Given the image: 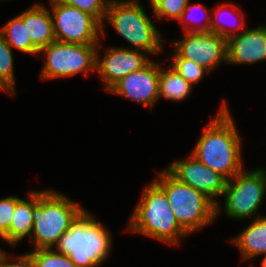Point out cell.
Segmentation results:
<instances>
[{"instance_id":"cell-28","label":"cell","mask_w":266,"mask_h":267,"mask_svg":"<svg viewBox=\"0 0 266 267\" xmlns=\"http://www.w3.org/2000/svg\"><path fill=\"white\" fill-rule=\"evenodd\" d=\"M7 256L5 251L0 255V267H36L29 252L16 256L14 263L8 262L10 260Z\"/></svg>"},{"instance_id":"cell-31","label":"cell","mask_w":266,"mask_h":267,"mask_svg":"<svg viewBox=\"0 0 266 267\" xmlns=\"http://www.w3.org/2000/svg\"><path fill=\"white\" fill-rule=\"evenodd\" d=\"M4 251L0 248V255L3 253Z\"/></svg>"},{"instance_id":"cell-21","label":"cell","mask_w":266,"mask_h":267,"mask_svg":"<svg viewBox=\"0 0 266 267\" xmlns=\"http://www.w3.org/2000/svg\"><path fill=\"white\" fill-rule=\"evenodd\" d=\"M228 6L229 7L232 6L233 11L237 9V11L239 13V9L236 5H234V4L232 5V3H230V4L229 3H225V4L223 3L219 6H217L216 9H213L212 12H214L213 16L215 18H211V24H210V28H209V32H213V33L225 38L226 40L231 36L237 35L239 30L244 29L246 26L245 22H244L245 20H243L244 19V12H242V10H240L241 11L240 13H242V14H240L241 16L239 15L241 21H239L240 23L238 22V24L236 25L237 28L234 25H232L233 27H230L228 25L227 26L224 25V23H223L224 19L223 20L221 19L223 16L220 17V15L222 14L220 12H222V10L226 11L225 8H227Z\"/></svg>"},{"instance_id":"cell-26","label":"cell","mask_w":266,"mask_h":267,"mask_svg":"<svg viewBox=\"0 0 266 267\" xmlns=\"http://www.w3.org/2000/svg\"><path fill=\"white\" fill-rule=\"evenodd\" d=\"M189 0H164L155 10L153 16L158 19L179 20Z\"/></svg>"},{"instance_id":"cell-3","label":"cell","mask_w":266,"mask_h":267,"mask_svg":"<svg viewBox=\"0 0 266 267\" xmlns=\"http://www.w3.org/2000/svg\"><path fill=\"white\" fill-rule=\"evenodd\" d=\"M128 225V230L169 245H178L189 235L177 222L165 192L153 181L143 189Z\"/></svg>"},{"instance_id":"cell-14","label":"cell","mask_w":266,"mask_h":267,"mask_svg":"<svg viewBox=\"0 0 266 267\" xmlns=\"http://www.w3.org/2000/svg\"><path fill=\"white\" fill-rule=\"evenodd\" d=\"M228 64H252L266 60V25L245 29L226 40Z\"/></svg>"},{"instance_id":"cell-4","label":"cell","mask_w":266,"mask_h":267,"mask_svg":"<svg viewBox=\"0 0 266 267\" xmlns=\"http://www.w3.org/2000/svg\"><path fill=\"white\" fill-rule=\"evenodd\" d=\"M83 210L79 204L57 191H38V204L30 238L34 249H48L57 245L60 237Z\"/></svg>"},{"instance_id":"cell-17","label":"cell","mask_w":266,"mask_h":267,"mask_svg":"<svg viewBox=\"0 0 266 267\" xmlns=\"http://www.w3.org/2000/svg\"><path fill=\"white\" fill-rule=\"evenodd\" d=\"M231 242L240 250L243 261L266 254V217L256 216L252 223Z\"/></svg>"},{"instance_id":"cell-20","label":"cell","mask_w":266,"mask_h":267,"mask_svg":"<svg viewBox=\"0 0 266 267\" xmlns=\"http://www.w3.org/2000/svg\"><path fill=\"white\" fill-rule=\"evenodd\" d=\"M12 48L0 34V86L9 94L16 95Z\"/></svg>"},{"instance_id":"cell-30","label":"cell","mask_w":266,"mask_h":267,"mask_svg":"<svg viewBox=\"0 0 266 267\" xmlns=\"http://www.w3.org/2000/svg\"><path fill=\"white\" fill-rule=\"evenodd\" d=\"M264 258L262 259L261 265L262 267H266V254H264Z\"/></svg>"},{"instance_id":"cell-25","label":"cell","mask_w":266,"mask_h":267,"mask_svg":"<svg viewBox=\"0 0 266 267\" xmlns=\"http://www.w3.org/2000/svg\"><path fill=\"white\" fill-rule=\"evenodd\" d=\"M186 81L191 85L198 84L206 73H209L204 67L185 58H173L172 66Z\"/></svg>"},{"instance_id":"cell-23","label":"cell","mask_w":266,"mask_h":267,"mask_svg":"<svg viewBox=\"0 0 266 267\" xmlns=\"http://www.w3.org/2000/svg\"><path fill=\"white\" fill-rule=\"evenodd\" d=\"M68 6L78 8L94 16L102 24V33L104 35V19L110 0H54Z\"/></svg>"},{"instance_id":"cell-2","label":"cell","mask_w":266,"mask_h":267,"mask_svg":"<svg viewBox=\"0 0 266 267\" xmlns=\"http://www.w3.org/2000/svg\"><path fill=\"white\" fill-rule=\"evenodd\" d=\"M88 211L83 210L60 237L56 251L77 267H98L111 253V235Z\"/></svg>"},{"instance_id":"cell-22","label":"cell","mask_w":266,"mask_h":267,"mask_svg":"<svg viewBox=\"0 0 266 267\" xmlns=\"http://www.w3.org/2000/svg\"><path fill=\"white\" fill-rule=\"evenodd\" d=\"M30 255L36 267H77L67 255L52 248L34 249Z\"/></svg>"},{"instance_id":"cell-29","label":"cell","mask_w":266,"mask_h":267,"mask_svg":"<svg viewBox=\"0 0 266 267\" xmlns=\"http://www.w3.org/2000/svg\"><path fill=\"white\" fill-rule=\"evenodd\" d=\"M164 0H150L151 8L155 10Z\"/></svg>"},{"instance_id":"cell-12","label":"cell","mask_w":266,"mask_h":267,"mask_svg":"<svg viewBox=\"0 0 266 267\" xmlns=\"http://www.w3.org/2000/svg\"><path fill=\"white\" fill-rule=\"evenodd\" d=\"M104 54L103 58H99L98 50L96 51V72L107 91L126 75L142 69L151 61L145 52L131 48L108 47Z\"/></svg>"},{"instance_id":"cell-10","label":"cell","mask_w":266,"mask_h":267,"mask_svg":"<svg viewBox=\"0 0 266 267\" xmlns=\"http://www.w3.org/2000/svg\"><path fill=\"white\" fill-rule=\"evenodd\" d=\"M184 37L173 42L172 58H185L209 72L221 61H227L226 39L213 32H184Z\"/></svg>"},{"instance_id":"cell-7","label":"cell","mask_w":266,"mask_h":267,"mask_svg":"<svg viewBox=\"0 0 266 267\" xmlns=\"http://www.w3.org/2000/svg\"><path fill=\"white\" fill-rule=\"evenodd\" d=\"M97 47L98 44L52 42L39 51L46 54L40 78L70 77L80 72L88 76L89 71H96Z\"/></svg>"},{"instance_id":"cell-18","label":"cell","mask_w":266,"mask_h":267,"mask_svg":"<svg viewBox=\"0 0 266 267\" xmlns=\"http://www.w3.org/2000/svg\"><path fill=\"white\" fill-rule=\"evenodd\" d=\"M159 65V98L164 97L167 100H184L193 89L173 67L169 69L161 68Z\"/></svg>"},{"instance_id":"cell-6","label":"cell","mask_w":266,"mask_h":267,"mask_svg":"<svg viewBox=\"0 0 266 267\" xmlns=\"http://www.w3.org/2000/svg\"><path fill=\"white\" fill-rule=\"evenodd\" d=\"M105 20L112 24L135 50L153 55L163 50V37L138 0H110Z\"/></svg>"},{"instance_id":"cell-24","label":"cell","mask_w":266,"mask_h":267,"mask_svg":"<svg viewBox=\"0 0 266 267\" xmlns=\"http://www.w3.org/2000/svg\"><path fill=\"white\" fill-rule=\"evenodd\" d=\"M189 3H190V0L187 4L186 8L182 12L180 19L178 20L180 22V24H182V27L185 30V33L186 32H209V28H210V24H211V15H209L208 9H206V7H204V5H202V4L192 5L191 3L190 4ZM195 9L196 10L200 9L199 10V11H201L200 13L205 14L203 19H202V20L205 19V21L203 24L201 23L199 26L197 23H195L196 20H194V19H196V18H194L193 17L194 15H192V14H194L192 11H194ZM189 21H190L191 25H193V26L196 25V26L195 27L192 26L190 29V27H188V25H190Z\"/></svg>"},{"instance_id":"cell-8","label":"cell","mask_w":266,"mask_h":267,"mask_svg":"<svg viewBox=\"0 0 266 267\" xmlns=\"http://www.w3.org/2000/svg\"><path fill=\"white\" fill-rule=\"evenodd\" d=\"M266 192L263 169H244L228 180L223 192L226 215L235 220L247 219L258 211Z\"/></svg>"},{"instance_id":"cell-27","label":"cell","mask_w":266,"mask_h":267,"mask_svg":"<svg viewBox=\"0 0 266 267\" xmlns=\"http://www.w3.org/2000/svg\"><path fill=\"white\" fill-rule=\"evenodd\" d=\"M16 208V197L0 199V238L10 229L13 213Z\"/></svg>"},{"instance_id":"cell-9","label":"cell","mask_w":266,"mask_h":267,"mask_svg":"<svg viewBox=\"0 0 266 267\" xmlns=\"http://www.w3.org/2000/svg\"><path fill=\"white\" fill-rule=\"evenodd\" d=\"M56 41L73 44H99L102 24L78 8L50 0Z\"/></svg>"},{"instance_id":"cell-16","label":"cell","mask_w":266,"mask_h":267,"mask_svg":"<svg viewBox=\"0 0 266 267\" xmlns=\"http://www.w3.org/2000/svg\"><path fill=\"white\" fill-rule=\"evenodd\" d=\"M27 25L32 44L40 51L55 42L53 21L50 10L42 4H34L18 15Z\"/></svg>"},{"instance_id":"cell-11","label":"cell","mask_w":266,"mask_h":267,"mask_svg":"<svg viewBox=\"0 0 266 267\" xmlns=\"http://www.w3.org/2000/svg\"><path fill=\"white\" fill-rule=\"evenodd\" d=\"M166 170L179 182L193 187L211 199L216 204L217 217L220 206L214 198L223 195L227 182L223 176L202 164L191 154L188 159H179L170 163Z\"/></svg>"},{"instance_id":"cell-1","label":"cell","mask_w":266,"mask_h":267,"mask_svg":"<svg viewBox=\"0 0 266 267\" xmlns=\"http://www.w3.org/2000/svg\"><path fill=\"white\" fill-rule=\"evenodd\" d=\"M216 116L207 124L191 155L228 181L243 170L242 144L225 101Z\"/></svg>"},{"instance_id":"cell-5","label":"cell","mask_w":266,"mask_h":267,"mask_svg":"<svg viewBox=\"0 0 266 267\" xmlns=\"http://www.w3.org/2000/svg\"><path fill=\"white\" fill-rule=\"evenodd\" d=\"M158 179L154 182L165 192L177 222L188 234L214 221L216 204L206 195L179 182L166 169Z\"/></svg>"},{"instance_id":"cell-19","label":"cell","mask_w":266,"mask_h":267,"mask_svg":"<svg viewBox=\"0 0 266 267\" xmlns=\"http://www.w3.org/2000/svg\"><path fill=\"white\" fill-rule=\"evenodd\" d=\"M0 34L11 48L15 47L18 51L28 54H39V50L32 44L31 38L28 35L27 25L24 24L18 15L0 28Z\"/></svg>"},{"instance_id":"cell-13","label":"cell","mask_w":266,"mask_h":267,"mask_svg":"<svg viewBox=\"0 0 266 267\" xmlns=\"http://www.w3.org/2000/svg\"><path fill=\"white\" fill-rule=\"evenodd\" d=\"M109 92L152 107L159 99V64L151 60L118 81Z\"/></svg>"},{"instance_id":"cell-15","label":"cell","mask_w":266,"mask_h":267,"mask_svg":"<svg viewBox=\"0 0 266 267\" xmlns=\"http://www.w3.org/2000/svg\"><path fill=\"white\" fill-rule=\"evenodd\" d=\"M38 204V191L29 193V201L16 197V208L13 213L10 229L1 240L16 246L26 236L31 238V232Z\"/></svg>"}]
</instances>
